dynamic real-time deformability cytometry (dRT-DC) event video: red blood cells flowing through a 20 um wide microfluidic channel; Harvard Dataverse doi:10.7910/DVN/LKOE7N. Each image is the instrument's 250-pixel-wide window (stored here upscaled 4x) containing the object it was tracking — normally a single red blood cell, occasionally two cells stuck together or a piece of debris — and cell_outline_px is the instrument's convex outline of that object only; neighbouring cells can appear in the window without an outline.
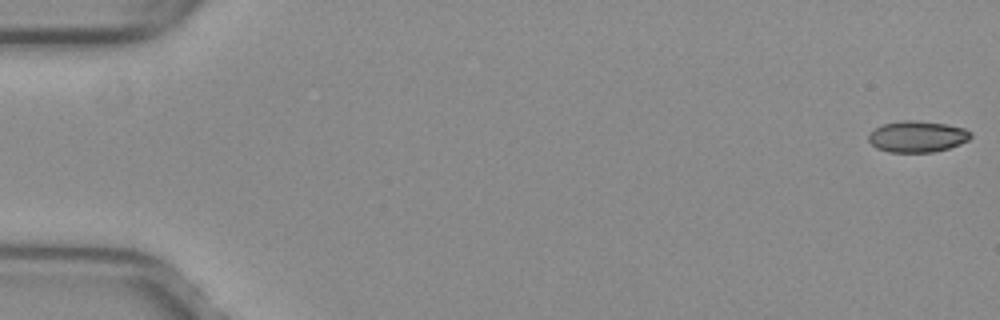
{"species": "common noctule bat (a hibernating species)", "species_latin": "Nyctalus noctula", "temperature_condition": "warm", "stored_images_in_passage": 42, "camera_frame_rate_fps": 3000, "um_per_image_px": 0.085, "animal": {"sex": "female", "body_mass_g": 29.2, "forearm_length_mm": 56.3}, "frame": {"image": 1, "passage_image": 1, "time_ms": 0.0, "image_size_px": [1000, 320], "cell_outline_px": [[972, 136], [968, 140], [960, 144], [948, 148], [932, 152], [888, 152], [876, 148], [868, 140], [868, 136], [876, 128], [884, 124], [900, 120], [912, 120], [944, 124], [964, 128], [972, 132]], "centroid_in_image_um": [77.97, 11.61], "position_along_channel_um": 7.0, "area_um2": 18.5}}
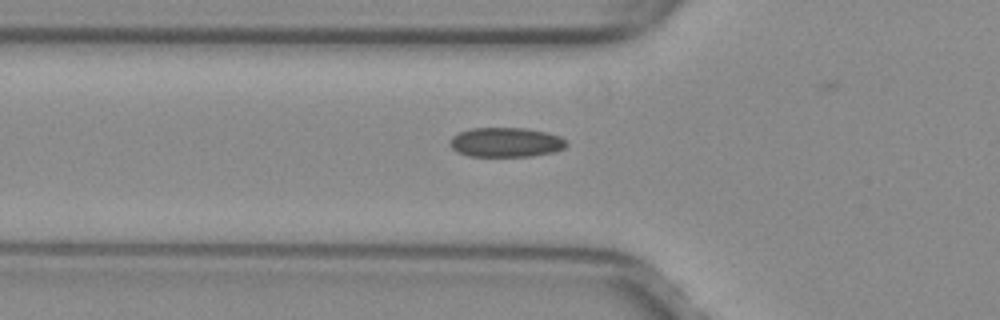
{"frame": {"image": 2, "passage_image": 19, "time_ms": 6.0, "image_size_px": [1000, 320], "cell_outline_px": [[568, 144], [564, 148], [556, 152], [532, 156], [468, 156], [456, 152], [448, 144], [452, 136], [460, 132], [472, 128], [524, 128], [548, 132], [560, 136]], "centroid_in_image_um": [43.0, 12.1], "position_along_channel_um": 82.8, "area_um2": 20.23}}
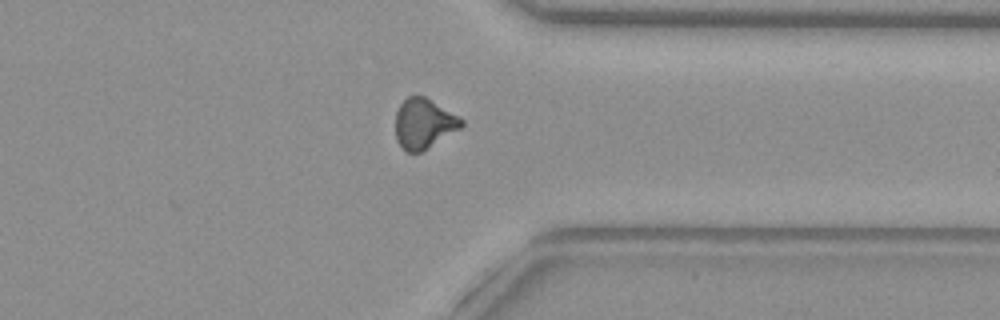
{"frame": {"image": 3, "passage_image": 41, "time_ms": 13.333, "image_size_px": [1000, 320], "cell_outline_px": [[464, 124], [460, 128], [420, 152], [408, 152], [396, 140], [396, 112], [400, 104], [408, 96], [424, 96], [460, 116], [464, 120]], "centroid_in_image_um": [36.03, 10.48], "position_along_channel_um": 375.4, "area_um2": 18.96}}